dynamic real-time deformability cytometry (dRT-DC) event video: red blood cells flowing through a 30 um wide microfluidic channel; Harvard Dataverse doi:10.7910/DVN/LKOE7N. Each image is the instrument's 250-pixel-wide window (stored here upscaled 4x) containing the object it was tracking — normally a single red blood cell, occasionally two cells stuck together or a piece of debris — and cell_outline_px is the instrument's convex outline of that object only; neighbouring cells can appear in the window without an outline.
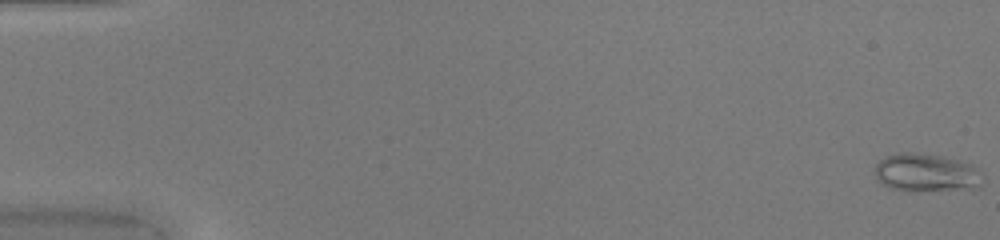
{"species": "common noctule bat (a hibernating species)", "species_latin": "Nyctalus noctula", "temperature_condition": "warm", "stored_images_in_passage": 51, "camera_frame_rate_fps": 3000, "um_per_image_px": 0.085, "animal": {"sex": "female", "body_mass_g": 20.0, "forearm_length_mm": 54.0}, "frame": {"image": 1, "passage_image": 1, "time_ms": 0.0, "image_size_px": [1000, 240], "cell_outline_px": [[980, 188], [912, 192], [908, 192], [888, 188], [876, 180], [876, 164], [880, 160], [888, 156], [900, 152], [912, 152], [940, 156], [972, 164], [976, 168], [980, 184]], "centroid_in_image_um": [78.66, 14.71], "position_along_channel_um": 6.3, "area_um2": 23.93}}
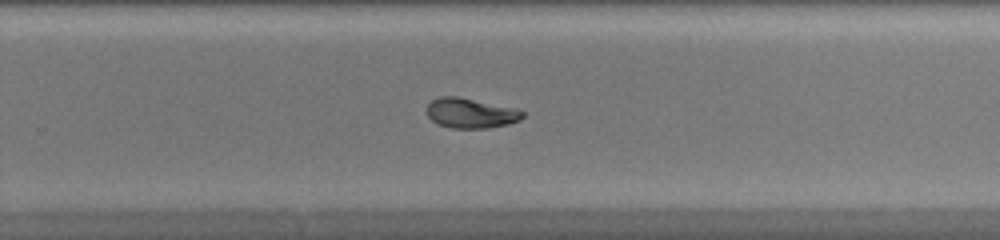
{"frame": {"image": 2, "passage_image": 34, "time_ms": 11.0, "image_size_px": [1000, 240], "cell_outline_px": [[524, 116], [520, 120], [508, 124], [488, 128], [452, 128], [440, 124], [432, 120], [428, 116], [428, 104], [432, 100], [440, 96], [456, 96], [516, 108], [524, 112]], "centroid_in_image_um": [40.04, 9.61], "position_along_channel_um": 289.8, "area_um2": 16.59}}
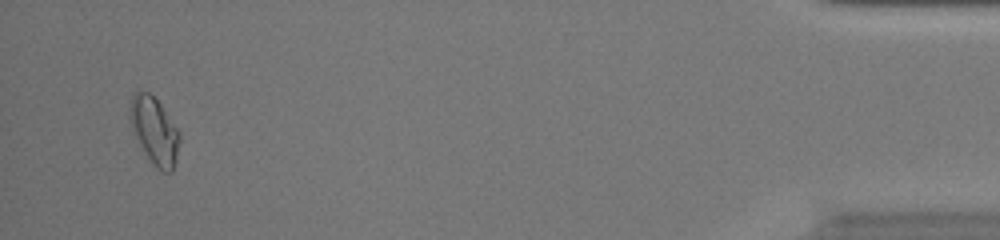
{"frame": {"image": 3, "passage_image": 49, "time_ms": 16.0, "image_size_px": [1000, 240], "cell_outline_px": [[180, 140], [176, 160], [172, 172], [160, 172], [152, 164], [144, 152], [132, 128], [128, 116], [128, 112], [132, 96], [136, 92], [148, 92], [160, 104], [180, 132]], "centroid_in_image_um": [13.13, 11.15], "position_along_channel_um": 422.1, "area_um2": 19.31}, "authors_computed_cell_mechanics": {"area_um2": 17.6868, "velocity_mm_per_s": 4.1672, "shape_relaxation_time_tau1_ms": null, "shape_relaxation_time_tau2_ms": 3.3701, "deformation_change_tau1": null, "deformation_change_tau2": 0.069}}